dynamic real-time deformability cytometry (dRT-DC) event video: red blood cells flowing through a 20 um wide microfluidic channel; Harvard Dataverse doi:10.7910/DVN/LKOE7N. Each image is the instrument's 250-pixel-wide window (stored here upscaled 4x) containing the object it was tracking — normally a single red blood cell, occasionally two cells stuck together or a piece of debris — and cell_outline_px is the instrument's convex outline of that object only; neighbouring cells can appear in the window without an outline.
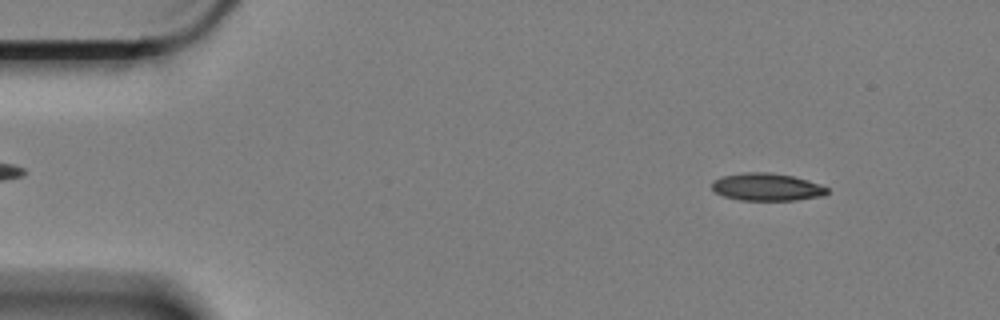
{"species": "Egyptian fruit bat (a non-hibernating species)", "species_latin": "Rousettus aegyptiacus", "temperature_condition": "cold", "stored_images_in_passage": 58, "camera_frame_rate_fps": 3000, "um_per_image_px": 0.085, "animal": {"sex": "female"}, "frame": {"image": 1, "passage_image": 6, "time_ms": 1.667, "image_size_px": [1000, 320], "cell_outline_px": [[828, 192], [824, 196], [796, 200], [740, 200], [724, 196], [716, 192], [712, 188], [712, 180], [720, 176], [744, 172], [772, 172], [792, 176], [808, 180], [820, 184], [828, 188]], "centroid_in_image_um": [65.18, 15.88], "position_along_channel_um": 19.8, "area_um2": 18.67}}
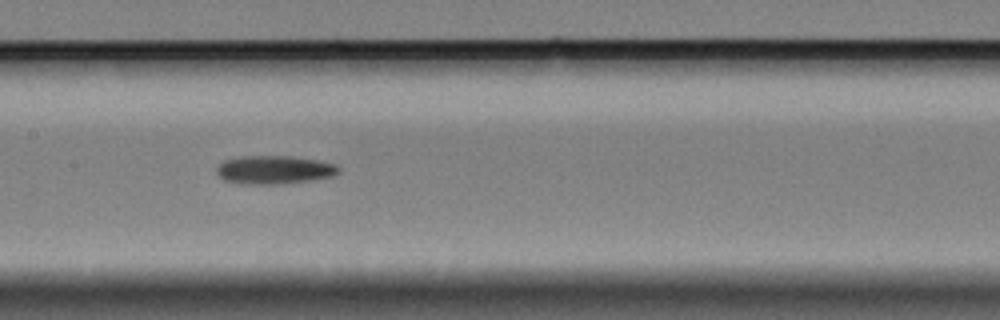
{"frame": {"image": 2, "passage_image": 28, "time_ms": 9.0, "image_size_px": [1000, 320], "cell_outline_px": [[340, 172], [332, 176], [312, 180], [276, 184], [236, 184], [224, 180], [216, 172], [216, 168], [224, 160], [244, 156], [288, 156], [316, 160], [336, 164], [340, 168]], "centroid_in_image_um": [23.3, 14.44], "position_along_channel_um": 184.1, "area_um2": 20.17}}
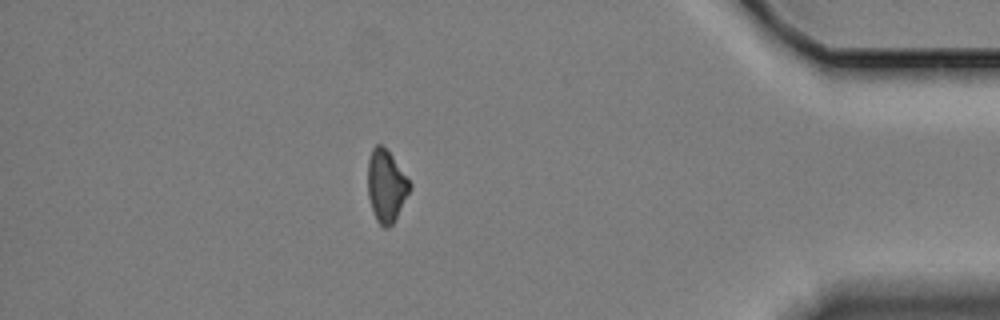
{"frame": {"image": 3, "passage_image": 51, "time_ms": 16.667, "image_size_px": [1000, 320], "cell_outline_px": [[412, 188], [392, 224], [388, 228], [384, 228], [376, 220], [368, 196], [368, 160], [372, 148], [376, 144], [380, 144], [392, 156], [412, 184]], "centroid_in_image_um": [32.83, 15.81], "position_along_channel_um": 402.4, "area_um2": 17.46}}